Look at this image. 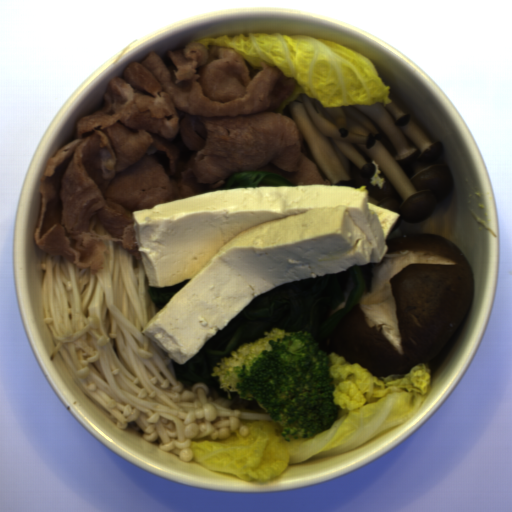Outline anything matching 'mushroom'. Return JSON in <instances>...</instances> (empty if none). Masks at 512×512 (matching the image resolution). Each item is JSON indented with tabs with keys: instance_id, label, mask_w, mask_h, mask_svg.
Returning <instances> with one entry per match:
<instances>
[{
	"instance_id": "mushroom-1",
	"label": "mushroom",
	"mask_w": 512,
	"mask_h": 512,
	"mask_svg": "<svg viewBox=\"0 0 512 512\" xmlns=\"http://www.w3.org/2000/svg\"><path fill=\"white\" fill-rule=\"evenodd\" d=\"M364 292L328 338L329 353L375 378L402 375L430 363L468 316L475 273L451 241L435 234L385 240Z\"/></svg>"
}]
</instances>
